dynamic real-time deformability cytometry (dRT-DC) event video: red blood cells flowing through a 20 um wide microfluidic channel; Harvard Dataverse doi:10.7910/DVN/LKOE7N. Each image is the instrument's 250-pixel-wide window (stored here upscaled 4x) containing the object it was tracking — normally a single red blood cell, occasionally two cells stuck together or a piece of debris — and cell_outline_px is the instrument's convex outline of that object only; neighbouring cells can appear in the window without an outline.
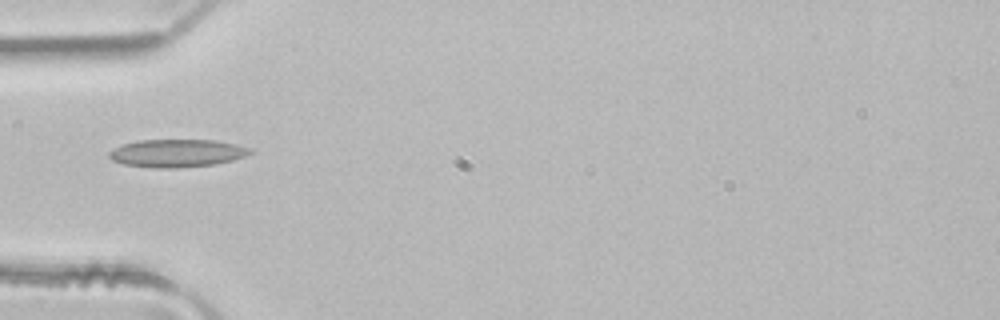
{"species": "common noctule bat (a hibernating species)", "species_latin": "Nyctalus noctula", "temperature_condition": "room temperature", "stored_images_in_passage": 1, "camera_frame_rate_fps": 3000, "um_per_image_px": 0.085, "animal": {"sex": "male", "body_mass_g": 21.5, "forearm_length_mm": 52.0}, "frame": {"image": 1, "passage_image": 1, "time_ms": 0.0, "image_size_px": [1000, 320], "cell_outline_px": [[252, 152], [244, 156], [232, 160], [216, 164], [180, 168], [152, 168], [124, 164], [112, 160], [108, 156], [108, 152], [124, 144], [136, 140], [216, 140], [236, 144], [252, 148]], "centroid_in_image_um": [15.05, 13.02], "position_along_channel_um": 70.0, "area_um2": 22.95}}